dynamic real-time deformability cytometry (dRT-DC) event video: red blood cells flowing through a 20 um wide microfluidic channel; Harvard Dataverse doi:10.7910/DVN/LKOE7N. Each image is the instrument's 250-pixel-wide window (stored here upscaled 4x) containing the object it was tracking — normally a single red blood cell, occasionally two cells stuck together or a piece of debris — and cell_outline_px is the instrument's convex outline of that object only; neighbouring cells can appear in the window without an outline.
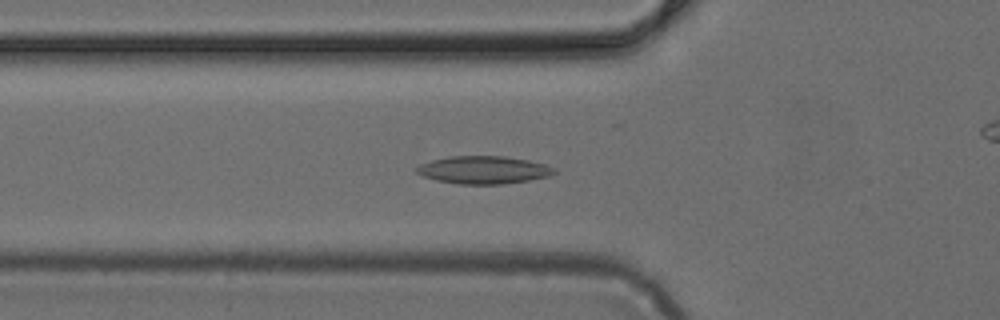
{"species": "common noctule bat (a hibernating species)", "species_latin": "Nyctalus noctula", "temperature_condition": "cold", "stored_images_in_passage": 33, "camera_frame_rate_fps": 3000, "um_per_image_px": 0.085, "animal": {"sex": "female", "body_mass_g": 24.6, "forearm_length_mm": 56.2}, "frame": {"image": 1, "passage_image": 8, "time_ms": 2.333, "image_size_px": [1000, 320], "cell_outline_px": [[556, 172], [548, 176], [528, 180], [504, 184], [460, 184], [436, 180], [424, 176], [416, 172], [416, 168], [420, 164], [432, 160], [448, 156], [504, 156], [528, 160], [544, 164], [556, 168]], "centroid_in_image_um": [41.1, 14.44], "position_along_channel_um": 84.7, "area_um2": 22.14}}
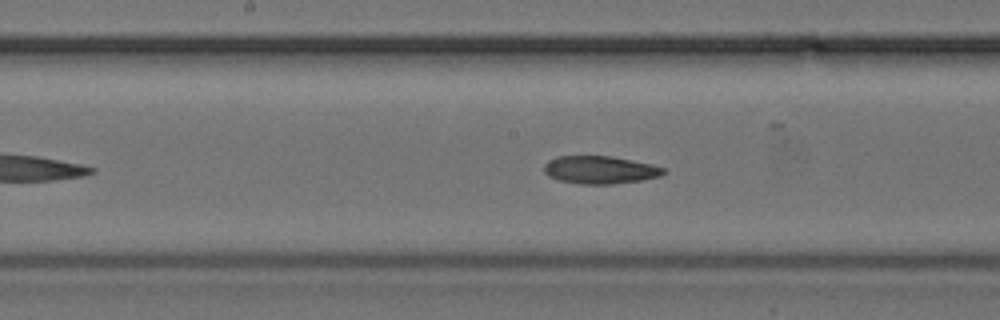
{"frame": {"image": 2, "passage_image": 16, "time_ms": 5.0, "image_size_px": [1000, 320], "cell_outline_px": [[668, 172], [660, 176], [640, 180], [612, 184], [580, 184], [556, 180], [548, 176], [544, 172], [544, 164], [548, 160], [556, 156], [612, 156], [652, 164], [664, 168]], "centroid_in_image_um": [50.98, 14.43], "position_along_channel_um": 197.2, "area_um2": 19.54}}
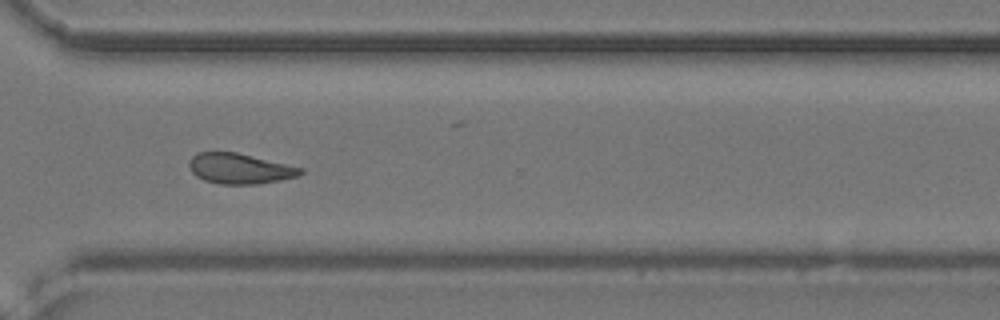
{"frame": {"image": 3, "passage_image": 27, "time_ms": 8.667, "image_size_px": [1000, 320], "cell_outline_px": [[304, 172], [300, 176], [280, 180], [256, 184], [220, 184], [204, 180], [196, 176], [192, 172], [188, 164], [192, 156], [196, 152], [236, 152], [304, 168]], "centroid_in_image_um": [20.39, 14.33], "position_along_channel_um": 350.2, "area_um2": 19.77}}